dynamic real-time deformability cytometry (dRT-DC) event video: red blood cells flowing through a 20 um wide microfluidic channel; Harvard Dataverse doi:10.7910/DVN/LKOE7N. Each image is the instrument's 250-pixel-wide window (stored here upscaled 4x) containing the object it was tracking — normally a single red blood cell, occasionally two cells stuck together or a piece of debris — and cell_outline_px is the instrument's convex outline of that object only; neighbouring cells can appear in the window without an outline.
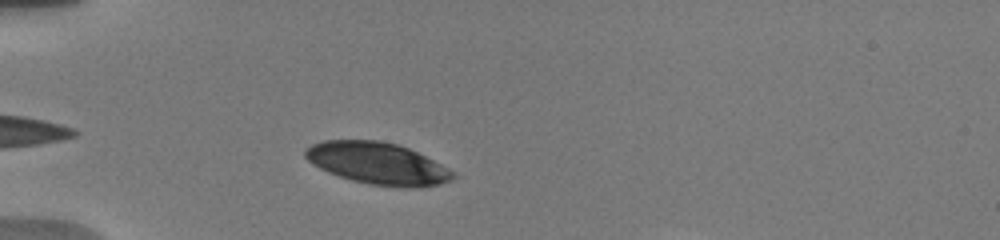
{"species": "human", "species_latin": "Homo sapiens", "temperature_condition": "warm", "stored_images_in_passage": 65, "camera_frame_rate_fps": 3000, "um_per_image_px": 0.085, "donor": {"sex": "male"}, "frame": {"image": 1, "passage_image": 6, "time_ms": 1.0, "image_size_px": [1000, 240], "cell_outline_px": [[456, 176], [452, 180], [440, 184], [420, 188], [372, 184], [352, 180], [328, 172], [320, 168], [308, 160], [304, 156], [304, 152], [312, 144], [324, 140], [380, 140], [396, 144], [408, 148], [448, 168]], "centroid_in_image_um": [32.09, 13.88], "position_along_channel_um": 52.9, "area_um2": 35.55}}
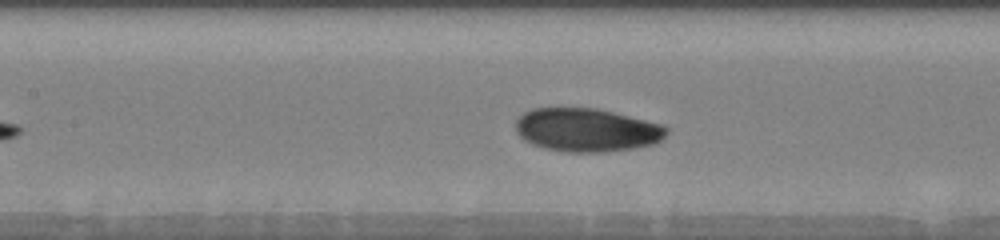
{"frame": {"image": 2, "passage_image": 19, "time_ms": 4.333, "image_size_px": [1000, 240], "cell_outline_px": [[668, 132], [656, 144], [632, 148], [604, 152], [564, 152], [544, 148], [532, 144], [524, 140], [516, 132], [516, 120], [524, 112], [532, 108], [596, 108], [664, 124], [668, 128]], "centroid_in_image_um": [49.87, 11.05], "position_along_channel_um": 157.5, "area_um2": 38.32}}
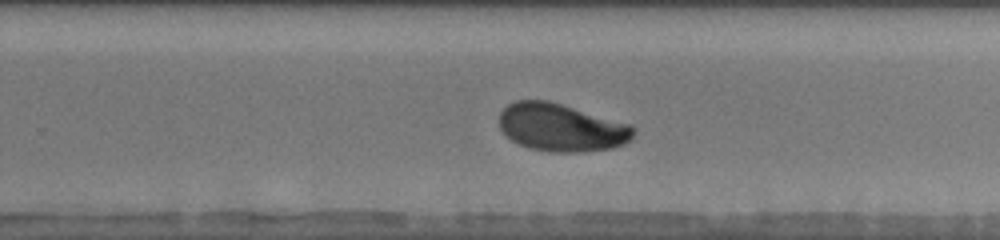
{"frame": {"image": 3, "passage_image": 36, "time_ms": 7.667, "image_size_px": [1000, 240], "cell_outline_px": [[636, 128], [632, 136], [624, 144], [612, 148], [580, 152], [552, 152], [532, 148], [520, 144], [512, 140], [500, 128], [500, 112], [508, 104], [516, 100], [548, 100], [632, 124]], "centroid_in_image_um": [47.74, 10.82], "position_along_channel_um": 282.1, "area_um2": 37.28}}